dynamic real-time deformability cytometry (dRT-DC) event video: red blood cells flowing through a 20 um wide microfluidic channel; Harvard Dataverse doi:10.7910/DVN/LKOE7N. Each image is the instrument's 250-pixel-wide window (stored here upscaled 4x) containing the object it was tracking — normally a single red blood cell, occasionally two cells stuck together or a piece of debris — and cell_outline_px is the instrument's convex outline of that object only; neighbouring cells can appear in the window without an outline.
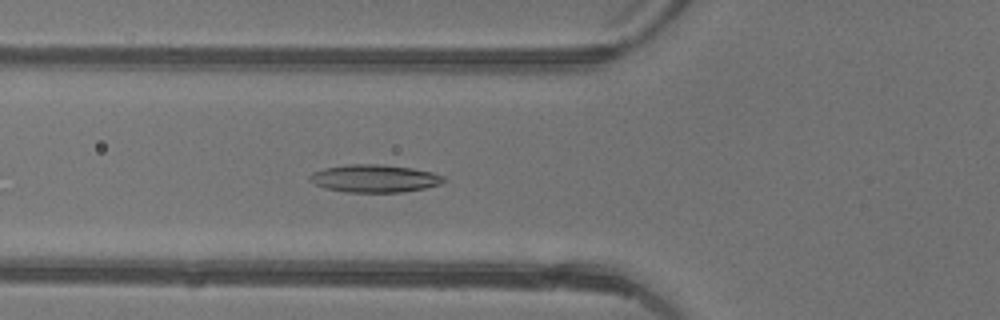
{"species": "common noctule bat (a hibernating species)", "species_latin": "Nyctalus noctula", "temperature_condition": "warm", "stored_images_in_passage": 47, "camera_frame_rate_fps": 3000, "um_per_image_px": 0.085, "animal": {"sex": "female"}, "frame": {"image": 1, "passage_image": 18, "time_ms": 5.667, "image_size_px": [1000, 320], "cell_outline_px": [[448, 180], [440, 184], [424, 188], [404, 192], [348, 192], [328, 188], [316, 184], [308, 180], [308, 176], [312, 172], [324, 168], [348, 164], [376, 164], [412, 168], [432, 172], [444, 176]], "centroid_in_image_um": [31.85, 15.16], "position_along_channel_um": 93.9, "area_um2": 21.56}}
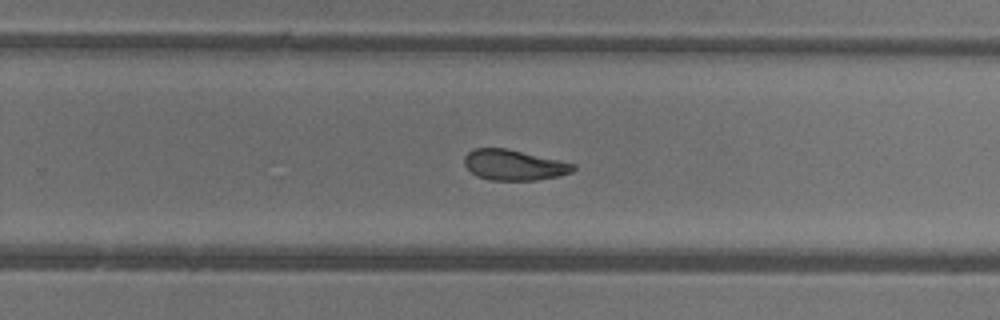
{"frame": {"image": 2, "passage_image": 31, "time_ms": 10.0, "image_size_px": [1000, 320], "cell_outline_px": [[576, 168], [572, 172], [560, 176], [536, 180], [488, 180], [476, 176], [464, 164], [464, 156], [472, 148], [508, 148], [576, 164]], "centroid_in_image_um": [43.68, 14.02], "position_along_channel_um": 286.1, "area_um2": 19.54}}
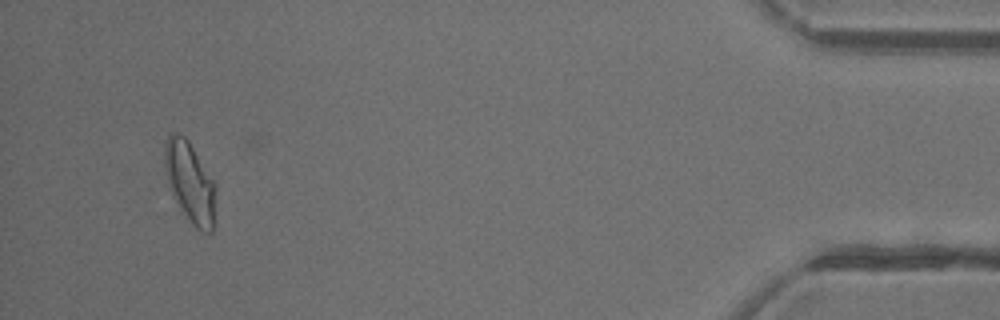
{"frame": {"image": 3, "passage_image": 45, "time_ms": 14.667, "image_size_px": [1000, 320], "cell_outline_px": [[216, 188], [212, 232], [200, 232], [192, 224], [180, 208], [172, 196], [168, 184], [164, 168], [164, 144], [168, 132], [176, 132], [184, 136], [188, 140], [212, 180]], "centroid_in_image_um": [16.1, 15.47], "position_along_channel_um": 419.1, "area_um2": 23.93}, "authors_computed_cell_mechanics": {"area_um2": 20.8658, "velocity_mm_per_s": 4.425, "shape_relaxation_time_tau1_ms": 5.9161, "shape_relaxation_time_tau2_ms": 2.665, "deformation_change_tau1": 0.2054, "deformation_change_tau2": 0.0995}}